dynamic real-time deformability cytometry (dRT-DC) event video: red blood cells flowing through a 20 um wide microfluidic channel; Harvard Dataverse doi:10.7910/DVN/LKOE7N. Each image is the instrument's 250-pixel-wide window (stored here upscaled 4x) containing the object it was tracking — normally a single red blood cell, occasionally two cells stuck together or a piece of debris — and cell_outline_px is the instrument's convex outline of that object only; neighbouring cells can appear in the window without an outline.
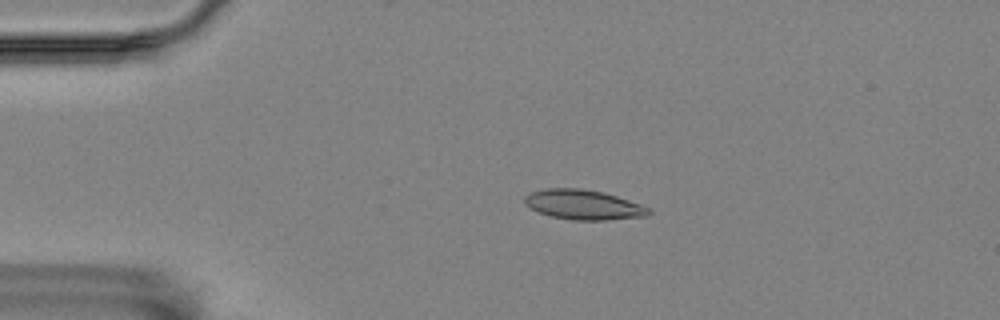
{"species": "Egyptian fruit bat (a non-hibernating species)", "species_latin": "Rousettus aegyptiacus", "temperature_condition": "room temperature", "stored_images_in_passage": 48, "camera_frame_rate_fps": 3000, "um_per_image_px": 0.085, "animal": {"sex": "female"}, "frame": {"image": 1, "passage_image": 11, "time_ms": 3.333, "image_size_px": [1000, 320], "cell_outline_px": [[652, 212], [648, 216], [604, 220], [576, 220], [552, 216], [540, 212], [524, 204], [524, 196], [528, 192], [548, 188], [580, 188], [604, 192], [640, 204], [648, 208]], "centroid_in_image_um": [49.58, 17.39], "position_along_channel_um": 35.4, "area_um2": 21.44}}
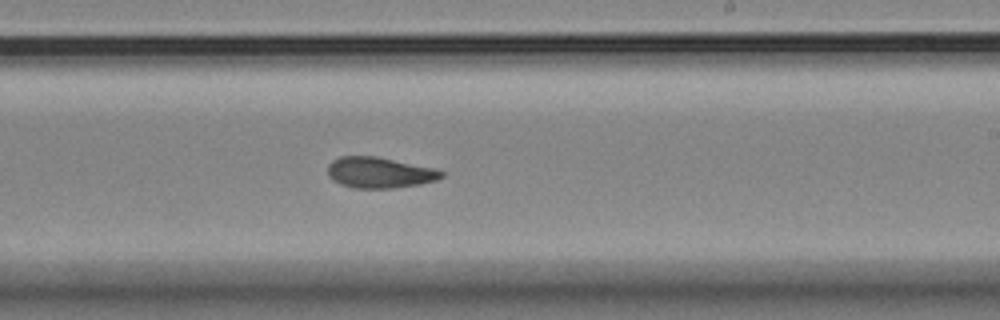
{"frame": {"image": 2, "passage_image": 33, "time_ms": 10.667, "image_size_px": [1000, 320], "cell_outline_px": [[444, 176], [436, 180], [420, 184], [396, 188], [352, 188], [340, 184], [332, 180], [328, 176], [328, 164], [332, 160], [340, 156], [376, 156], [436, 168], [444, 172]], "centroid_in_image_um": [32.25, 14.67], "position_along_channel_um": 256.7, "area_um2": 20.69}}
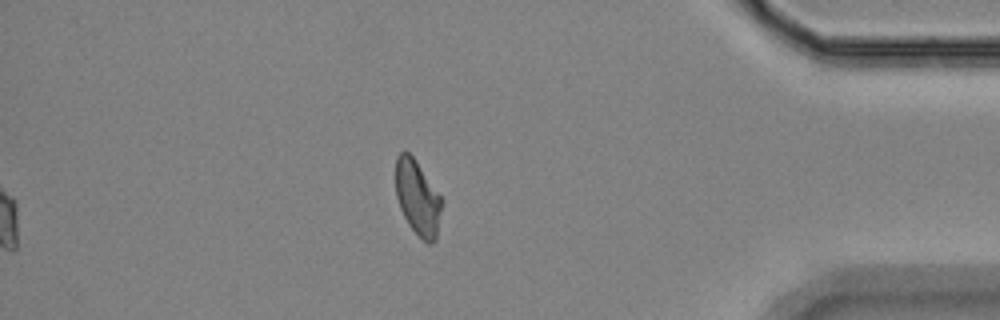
{"frame": {"image": 3, "passage_image": 48, "time_ms": 15.667, "image_size_px": [1000, 320], "cell_outline_px": [[444, 200], [436, 240], [432, 244], [428, 244], [408, 224], [400, 208], [396, 196], [396, 156], [400, 152], [408, 152], [412, 156]], "centroid_in_image_um": [35.52, 16.83], "position_along_channel_um": 399.7, "area_um2": 20.06}, "authors_computed_cell_mechanics": {"area_um2": 20.6057, "velocity_mm_per_s": 3.5386, "shape_relaxation_time_tau1_ms": 11.2199, "shape_relaxation_time_tau2_ms": 3.631, "deformation_change_tau1": 0.249, "deformation_change_tau2": 0.0893}}